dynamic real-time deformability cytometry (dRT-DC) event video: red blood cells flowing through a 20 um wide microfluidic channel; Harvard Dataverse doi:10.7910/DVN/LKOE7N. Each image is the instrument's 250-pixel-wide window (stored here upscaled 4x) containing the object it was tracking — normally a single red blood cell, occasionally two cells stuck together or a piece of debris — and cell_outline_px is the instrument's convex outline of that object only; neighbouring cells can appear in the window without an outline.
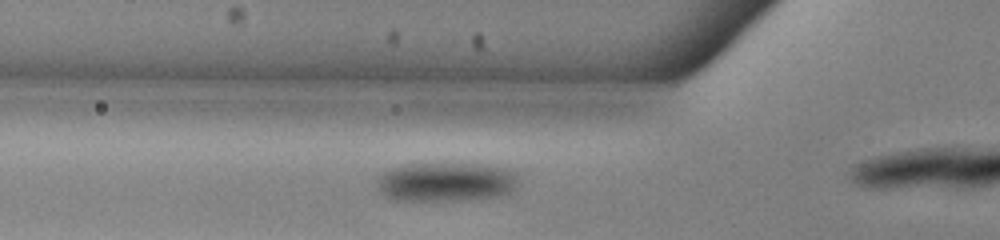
{"species": "common noctule bat (a hibernating species)", "species_latin": "Nyctalus noctula", "temperature_condition": "warm", "stored_images_in_passage": 27, "camera_frame_rate_fps": 3000, "um_per_image_px": 0.085, "animal": {"sex": "male", "body_mass_g": 13.0, "forearm_length_mm": 53.1}, "frame": {"image": 1, "passage_image": 2, "time_ms": 0.333, "image_size_px": [1000, 240], "cell_outline_px": [[516, 188], [512, 192], [500, 196], [452, 200], [396, 200], [384, 196], [380, 192], [376, 176], [400, 164], [480, 164], [508, 168], [516, 172]], "centroid_in_image_um": [37.9, 15.45], "position_along_channel_um": 87.9, "area_um2": 32.31}}
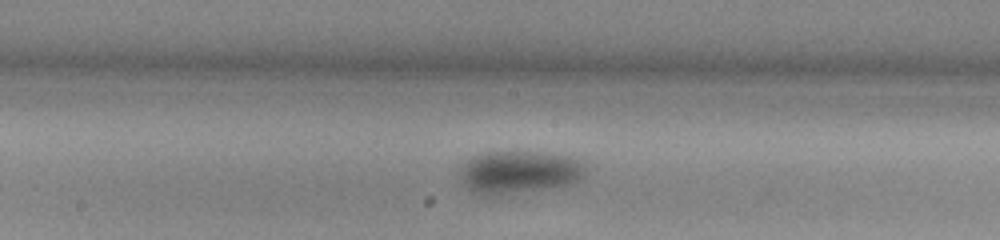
{"frame": {"image": 2, "passage_image": 11, "time_ms": 3.333, "image_size_px": [1000, 240], "cell_outline_px": [[584, 176], [580, 180], [568, 184], [492, 196], [488, 196], [468, 188], [464, 184], [460, 176], [460, 164], [472, 156], [484, 152], [536, 152], [580, 156], [584, 160]], "centroid_in_image_um": [44.15, 14.59], "position_along_channel_um": 204.1, "area_um2": 31.39}}
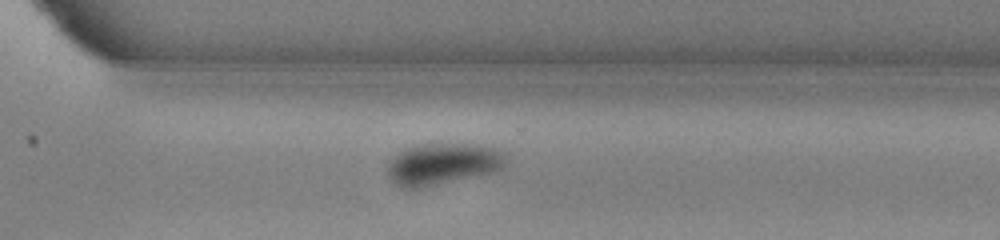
{"frame": {"image": 3, "passage_image": 21, "time_ms": 6.667, "image_size_px": [1000, 240], "cell_outline_px": [[508, 160], [504, 168], [488, 172], [420, 188], [404, 188], [396, 184], [388, 176], [388, 164], [400, 152], [416, 144], [472, 144], [496, 148], [504, 152]], "centroid_in_image_um": [37.65, 13.92], "position_along_channel_um": 333.0, "area_um2": 28.15}}